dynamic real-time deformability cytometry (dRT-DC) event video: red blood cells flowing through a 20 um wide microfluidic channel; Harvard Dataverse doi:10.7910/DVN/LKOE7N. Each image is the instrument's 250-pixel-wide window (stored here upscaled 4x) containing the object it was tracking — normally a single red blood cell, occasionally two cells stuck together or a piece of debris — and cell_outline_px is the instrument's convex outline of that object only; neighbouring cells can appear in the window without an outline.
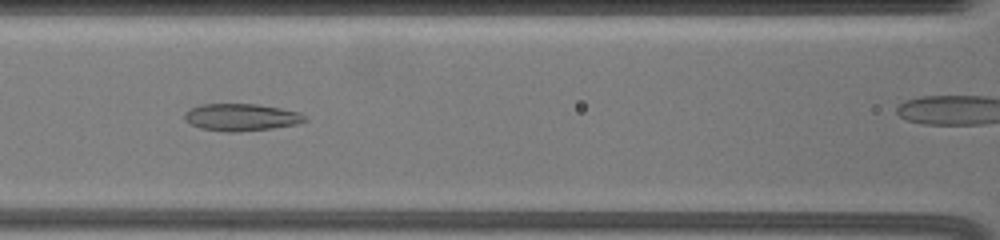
{"species": "common noctule bat (a hibernating species)", "species_latin": "Nyctalus noctula", "temperature_condition": "warm", "stored_images_in_passage": 33, "camera_frame_rate_fps": 3000, "um_per_image_px": 0.085, "animal": {"sex": "female", "body_mass_g": 19.5, "forearm_length_mm": 54.1}, "frame": {"image": 1, "passage_image": 11, "time_ms": 3.0, "image_size_px": [1000, 240], "cell_outline_px": [[308, 120], [296, 124], [272, 128], [236, 132], [224, 132], [200, 128], [184, 120], [184, 112], [200, 104], [256, 104], [280, 108], [300, 112]], "centroid_in_image_um": [20.48, 9.97], "position_along_channel_um": 146.1, "area_um2": 19.02}}
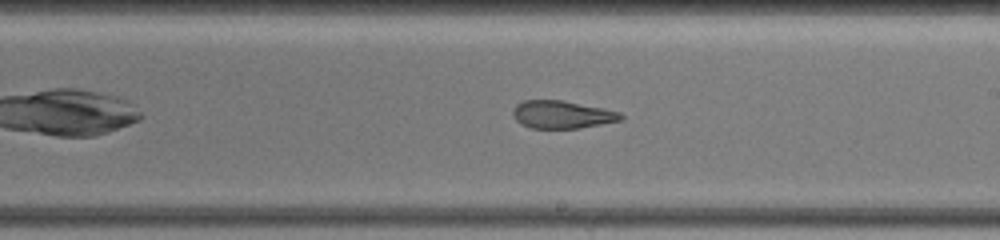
{"frame": {"image": 2, "passage_image": 20, "time_ms": 5.667, "image_size_px": [1000, 240], "cell_outline_px": [[624, 120], [580, 128], [528, 128], [520, 124], [516, 120], [512, 112], [516, 104], [524, 100], [560, 100], [604, 108], [620, 112], [624, 116]], "centroid_in_image_um": [47.79, 9.74], "position_along_channel_um": 241.2, "area_um2": 17.57}}
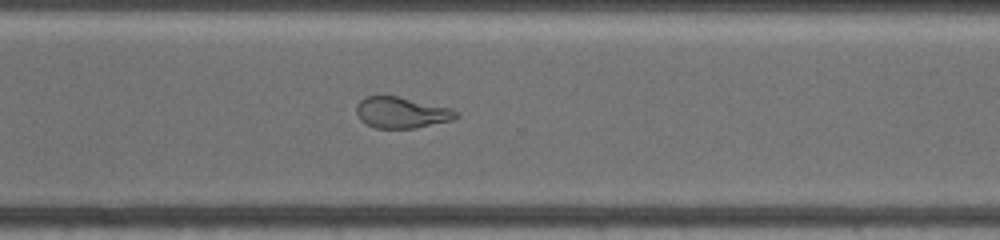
{"frame": {"image": 3, "passage_image": 27, "time_ms": 8.333, "image_size_px": [1000, 240], "cell_outline_px": [[460, 116], [452, 120], [416, 128], [376, 128], [360, 120], [356, 112], [356, 104], [364, 96], [396, 96], [452, 108]], "centroid_in_image_um": [34.12, 9.57], "position_along_channel_um": 336.5, "area_um2": 18.03}, "authors_computed_cell_mechanics": {"area_um2": 18.9584, "velocity_mm_per_s": 3.5757, "shape_relaxation_time_tau1_ms": null, "shape_relaxation_time_tau2_ms": 2.3762, "deformation_change_tau1": null, "deformation_change_tau2": 0.1116}}